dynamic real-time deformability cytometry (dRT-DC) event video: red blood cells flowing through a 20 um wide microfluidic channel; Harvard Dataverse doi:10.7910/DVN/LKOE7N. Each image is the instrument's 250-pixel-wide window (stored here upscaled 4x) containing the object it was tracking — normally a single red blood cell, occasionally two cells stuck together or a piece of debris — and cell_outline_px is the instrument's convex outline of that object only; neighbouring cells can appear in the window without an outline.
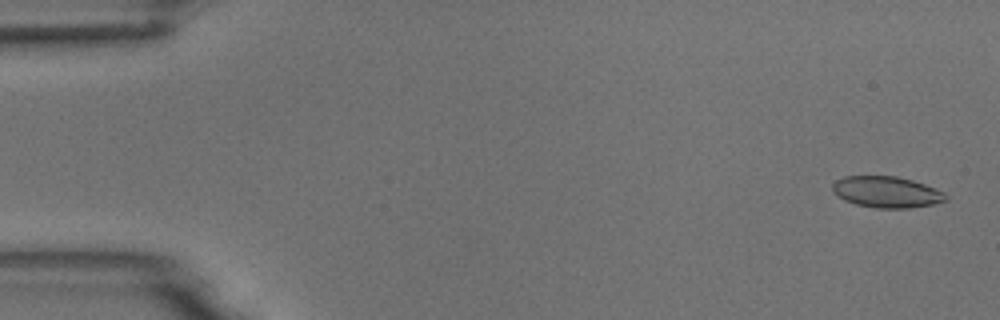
{"species": "common noctule bat (a hibernating species)", "species_latin": "Nyctalus noctula", "temperature_condition": "room temperature", "stored_images_in_passage": 5, "camera_frame_rate_fps": 3000, "um_per_image_px": 0.085, "animal": {"sex": "male", "body_mass_g": 18.8}, "frame": {"image": 1, "passage_image": 1, "time_ms": 0.0, "image_size_px": [1000, 320], "cell_outline_px": [[948, 200], [932, 204], [908, 208], [876, 208], [856, 204], [844, 200], [832, 192], [832, 184], [836, 180], [844, 176], [896, 176], [912, 180], [924, 184], [944, 192], [948, 196]], "centroid_in_image_um": [75.35, 16.32], "position_along_channel_um": 9.7, "area_um2": 20.63}}
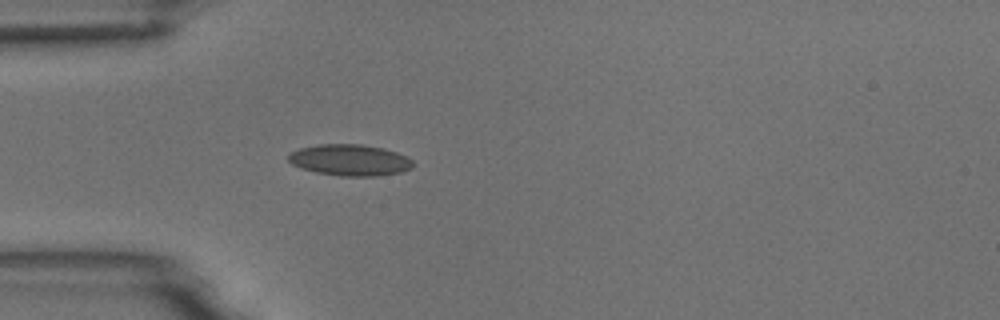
{"frame": {"image": 2, "passage_image": 5, "time_ms": 1.333, "image_size_px": [1000, 320], "cell_outline_px": [[416, 164], [412, 168], [400, 172], [376, 176], [340, 176], [316, 172], [300, 168], [292, 164], [288, 160], [288, 156], [292, 152], [300, 148], [320, 144], [364, 144], [384, 148], [396, 152], [412, 160]], "centroid_in_image_um": [29.75, 13.6], "position_along_channel_um": 55.2, "area_um2": 22.77}}